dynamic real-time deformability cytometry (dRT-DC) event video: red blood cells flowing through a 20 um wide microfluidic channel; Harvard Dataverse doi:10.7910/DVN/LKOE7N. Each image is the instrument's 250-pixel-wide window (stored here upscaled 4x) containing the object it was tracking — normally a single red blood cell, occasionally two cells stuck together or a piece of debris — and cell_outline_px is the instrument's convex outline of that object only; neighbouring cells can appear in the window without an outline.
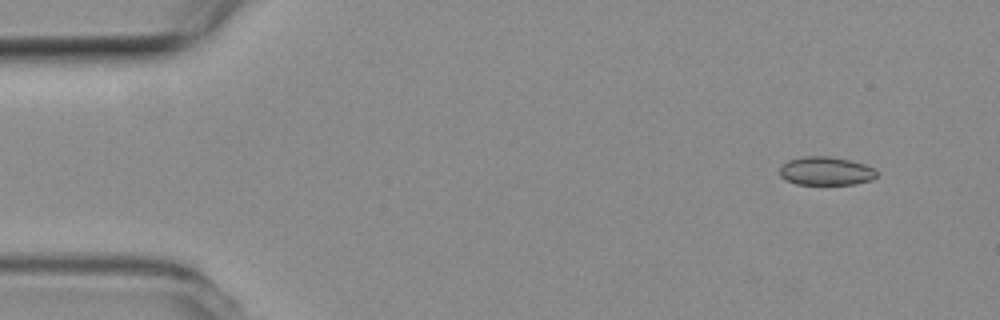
{"species": "common noctule bat (a hibernating species)", "species_latin": "Nyctalus noctula", "temperature_condition": "room temperature", "stored_images_in_passage": 16, "camera_frame_rate_fps": 3000, "um_per_image_px": 0.085, "animal": {"sex": "female", "body_mass_g": 19.3, "forearm_length_mm": 54.1}, "frame": {"image": 1, "passage_image": 4, "time_ms": 1.0, "image_size_px": [1000, 320], "cell_outline_px": [[876, 176], [872, 180], [856, 184], [796, 184], [780, 176], [780, 164], [788, 160], [804, 156], [828, 156], [848, 160], [864, 164], [872, 168], [876, 172]], "centroid_in_image_um": [70.17, 14.53], "position_along_channel_um": 14.8, "area_um2": 16.01}}
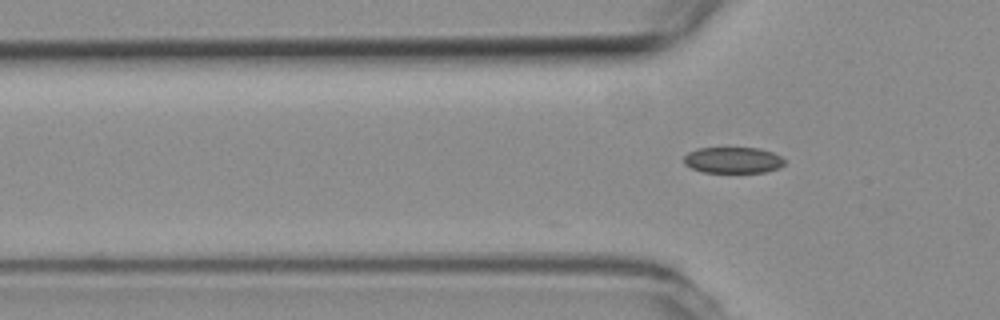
{"frame": {"image": 2, "passage_image": 16, "time_ms": 5.0, "image_size_px": [1000, 320], "cell_outline_px": [[784, 164], [780, 168], [764, 172], [704, 172], [692, 168], [684, 164], [684, 156], [688, 152], [700, 148], [760, 148], [772, 152], [780, 156], [784, 160]], "centroid_in_image_um": [62.31, 13.61], "position_along_channel_um": 63.5, "area_um2": 15.26}}